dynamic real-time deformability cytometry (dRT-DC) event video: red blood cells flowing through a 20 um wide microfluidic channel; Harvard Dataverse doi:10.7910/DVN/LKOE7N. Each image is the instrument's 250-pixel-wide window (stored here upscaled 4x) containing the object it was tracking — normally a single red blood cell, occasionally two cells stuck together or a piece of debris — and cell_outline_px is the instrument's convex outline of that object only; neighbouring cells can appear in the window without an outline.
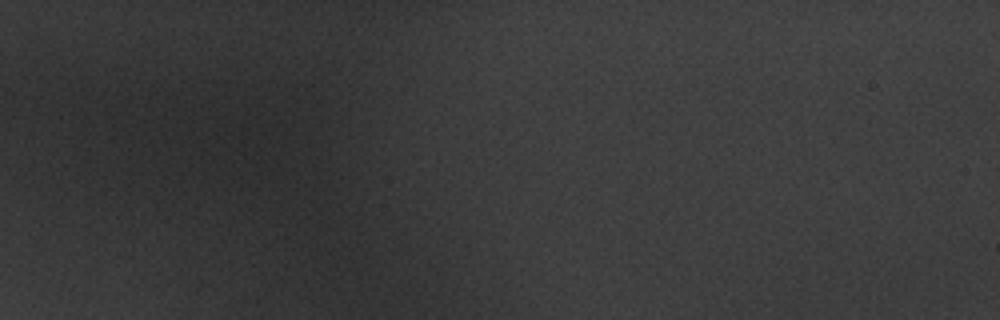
{"species": "common noctule bat (a hibernating species)", "species_latin": "Nyctalus noctula", "temperature_condition": "warm", "stored_images_in_passage": 2, "camera_frame_rate_fps": 3000, "um_per_image_px": 0.085, "animal": {"sex": "male", "body_mass_g": 20.1, "forearm_length_mm": 53.5}, "frame": {"image": 1, "passage_image": 1, "time_ms": 0.0, "image_size_px": [1000, 320], "cell_outline_px": [[408, 256], [396, 268], [376, 268], [352, 260], [352, 236], [360, 224], [396, 240]], "centroid_in_image_um": [31.98, 21.18], "position_along_channel_um": 53.0, "area_um2": 12.08}}